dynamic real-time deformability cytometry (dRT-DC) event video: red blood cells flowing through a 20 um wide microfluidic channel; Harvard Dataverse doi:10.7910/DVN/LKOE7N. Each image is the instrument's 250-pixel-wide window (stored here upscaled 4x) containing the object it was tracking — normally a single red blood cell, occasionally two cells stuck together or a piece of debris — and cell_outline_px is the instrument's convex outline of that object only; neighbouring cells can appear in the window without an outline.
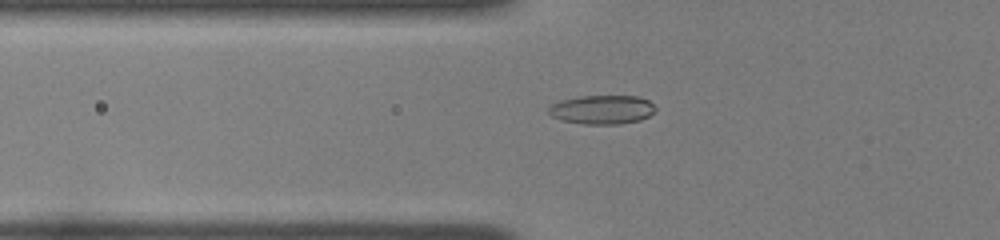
{"species": "common noctule bat (a hibernating species)", "species_latin": "Nyctalus noctula", "temperature_condition": "room temperature", "stored_images_in_passage": 34, "camera_frame_rate_fps": 3000, "um_per_image_px": 0.085, "animal": {"sex": "female", "body_mass_g": 22.0, "forearm_length_mm": 56.7}, "frame": {"image": 1, "passage_image": 2, "time_ms": 0.333, "image_size_px": [1000, 240], "cell_outline_px": [[656, 112], [640, 120], [620, 124], [584, 124], [560, 120], [552, 116], [548, 112], [548, 108], [552, 104], [560, 100], [580, 96], [636, 96], [648, 100], [656, 108]], "centroid_in_image_um": [51.17, 9.32], "position_along_channel_um": 74.6, "area_um2": 18.09}}
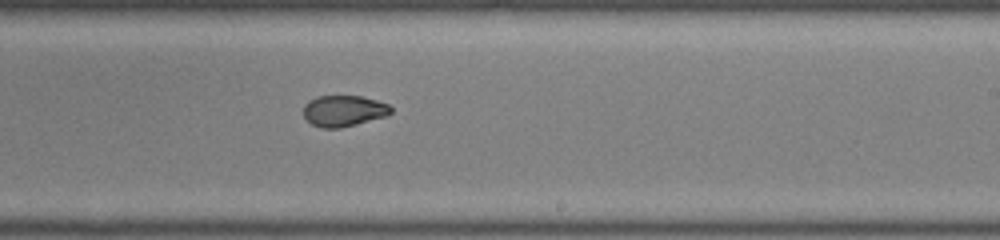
{"frame": {"image": 2, "passage_image": 16, "time_ms": 5.0, "image_size_px": [1000, 240], "cell_outline_px": [[392, 112], [388, 116], [340, 128], [320, 128], [312, 124], [304, 116], [304, 104], [308, 100], [316, 96], [360, 96], [376, 100], [388, 104], [392, 108]], "centroid_in_image_um": [29.22, 9.42], "position_along_channel_um": 259.8, "area_um2": 15.95}}
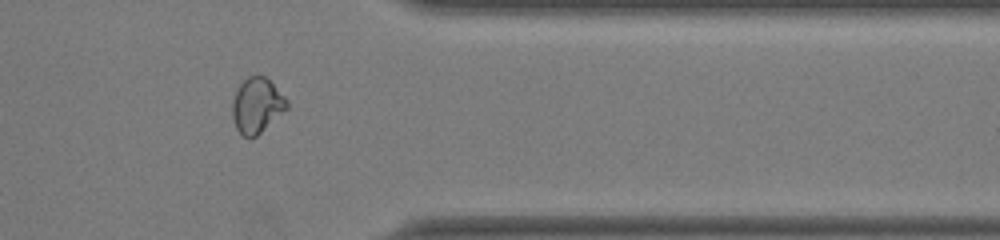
{"frame": {"image": 3, "passage_image": 26, "time_ms": 8.333, "image_size_px": [1000, 240], "cell_outline_px": [[288, 108], [256, 136], [244, 136], [236, 128], [232, 116], [232, 100], [240, 84], [248, 76], [264, 76], [288, 100]], "centroid_in_image_um": [21.83, 8.96], "position_along_channel_um": 389.6, "area_um2": 17.17}, "authors_computed_cell_mechanics": {"area_um2": 16.5308, "velocity_mm_per_s": 4.0152, "shape_relaxation_time_tau1_ms": 5.3989, "shape_relaxation_time_tau2_ms": 1.593, "deformation_change_tau1": 0.2148, "deformation_change_tau2": 0.0619}}